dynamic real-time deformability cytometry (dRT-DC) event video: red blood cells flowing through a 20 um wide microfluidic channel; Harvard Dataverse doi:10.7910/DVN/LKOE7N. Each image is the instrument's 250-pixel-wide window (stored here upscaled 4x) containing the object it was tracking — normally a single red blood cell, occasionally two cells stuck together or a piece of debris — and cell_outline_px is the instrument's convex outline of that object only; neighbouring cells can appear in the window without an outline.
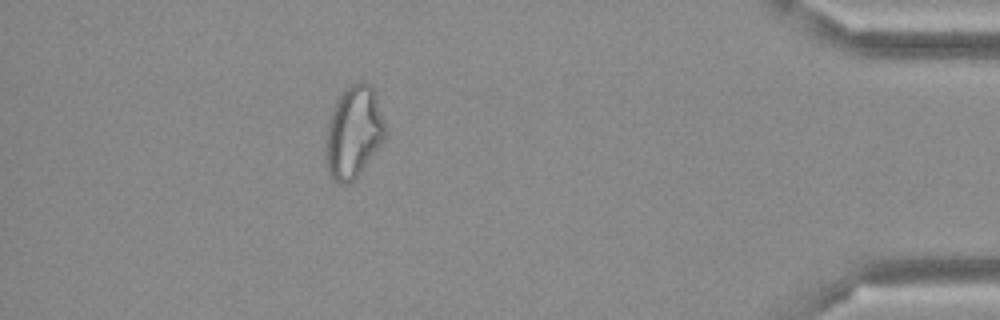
{"species": "Egyptian fruit bat (a non-hibernating species)", "species_latin": "Rousettus aegyptiacus", "temperature_condition": "cold", "stored_images_in_passage": 39, "camera_frame_rate_fps": 3000, "um_per_image_px": 0.085, "frame": {"image": 1, "passage_image": 34, "time_ms": 11.0, "image_size_px": [1000, 320], "cell_outline_px": [[384, 140], [352, 184], [336, 184], [328, 176], [324, 156], [324, 144], [328, 120], [332, 108], [336, 100], [344, 88], [348, 84], [360, 80], [364, 80], [372, 88], [384, 124]], "centroid_in_image_um": [29.97, 11.29], "position_along_channel_um": 405.2, "area_um2": 32.43}}